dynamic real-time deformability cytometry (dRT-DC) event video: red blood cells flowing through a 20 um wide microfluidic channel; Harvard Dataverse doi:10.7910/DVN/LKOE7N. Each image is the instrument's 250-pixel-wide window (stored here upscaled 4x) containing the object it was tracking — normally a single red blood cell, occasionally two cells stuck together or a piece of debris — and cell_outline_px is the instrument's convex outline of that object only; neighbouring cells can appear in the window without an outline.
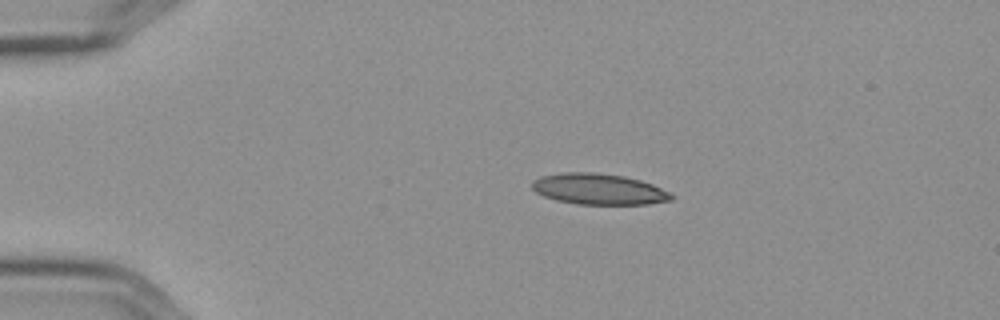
{"species": "Egyptian fruit bat (a non-hibernating species)", "species_latin": "Rousettus aegyptiacus", "temperature_condition": "cold", "stored_images_in_passage": 46, "camera_frame_rate_fps": 3000, "um_per_image_px": 0.085, "frame": {"image": 1, "passage_image": 1, "time_ms": 0.0, "image_size_px": [1000, 320], "cell_outline_px": [[676, 196], [672, 200], [648, 204], [580, 204], [556, 200], [544, 196], [536, 192], [532, 188], [532, 180], [540, 176], [560, 172], [592, 172], [624, 176], [640, 180], [652, 184], [672, 192]], "centroid_in_image_um": [50.92, 16.07], "position_along_channel_um": 34.1, "area_um2": 25.32}}
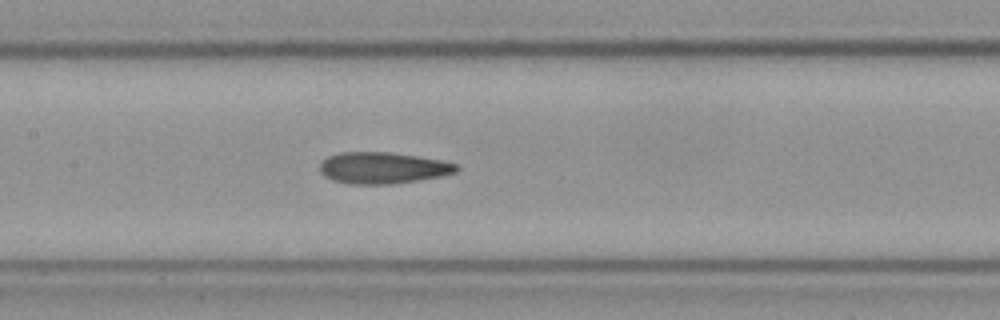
{"frame": {"image": 2, "passage_image": 17, "time_ms": 5.333, "image_size_px": [1000, 320], "cell_outline_px": [[460, 168], [456, 172], [440, 176], [392, 184], [348, 184], [332, 180], [324, 176], [320, 172], [320, 164], [328, 156], [340, 152], [388, 152], [416, 156], [440, 160], [456, 164]], "centroid_in_image_um": [32.5, 14.27], "position_along_channel_um": 174.9, "area_um2": 24.91}}
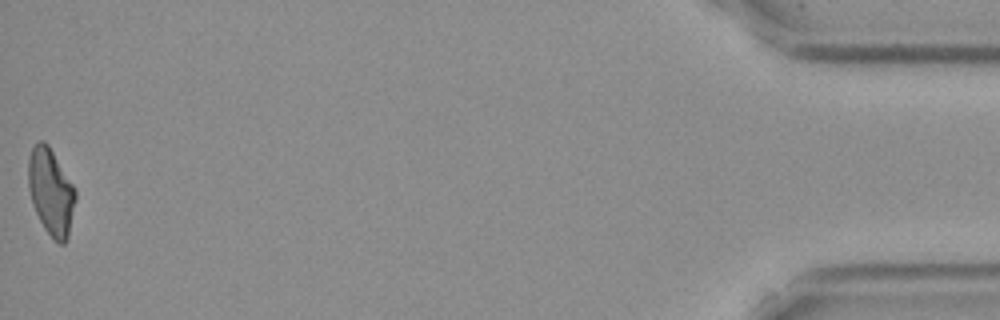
{"frame": {"image": 3, "passage_image": 46, "time_ms": 15.0, "image_size_px": [1000, 320], "cell_outline_px": [[76, 200], [68, 236], [64, 244], [60, 244], [44, 228], [36, 212], [32, 200], [28, 184], [28, 156], [32, 148], [40, 140], [44, 140], [48, 144], [76, 188]], "centroid_in_image_um": [4.34, 16.27], "position_along_channel_um": 430.9, "area_um2": 23.64}, "authors_computed_cell_mechanics": {"area_um2": 24.5939, "velocity_mm_per_s": 3.5909, "shape_relaxation_time_tau1_ms": null, "shape_relaxation_time_tau2_ms": 3.0271, "deformation_change_tau1": null, "deformation_change_tau2": 0.1278}}